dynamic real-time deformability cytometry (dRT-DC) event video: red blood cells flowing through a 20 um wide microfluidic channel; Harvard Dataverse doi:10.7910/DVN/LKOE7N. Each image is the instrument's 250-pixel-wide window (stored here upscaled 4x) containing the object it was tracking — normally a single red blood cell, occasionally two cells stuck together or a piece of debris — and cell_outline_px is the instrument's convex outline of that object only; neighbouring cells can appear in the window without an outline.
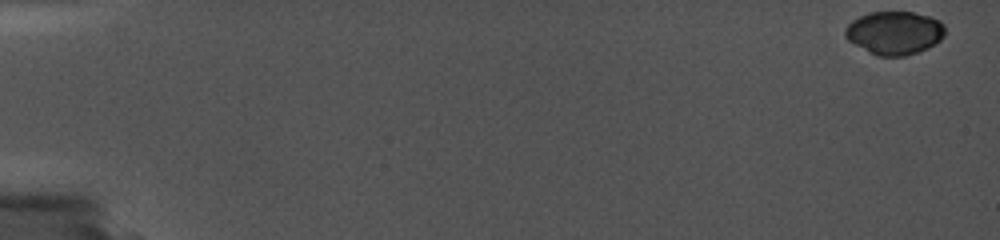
{"species": "common noctule bat (a hibernating species)", "species_latin": "Nyctalus noctula", "temperature_condition": "cold", "stored_images_in_passage": 9, "camera_frame_rate_fps": 5000, "um_per_image_px": 0.085, "animal": {"sex": "female", "body_mass_g": 19.0, "forearm_length_mm": 56.7}, "frame": {"image": 1, "passage_image": 1, "time_ms": 0.0, "image_size_px": [1000, 240], "cell_outline_px": [[944, 36], [936, 44], [928, 48], [904, 56], [876, 56], [868, 52], [848, 40], [844, 36], [844, 28], [852, 20], [860, 16], [872, 12], [912, 12], [928, 16], [940, 20], [944, 24]], "centroid_in_image_um": [76.02, 2.79], "position_along_channel_um": 9.0, "area_um2": 25.26}}
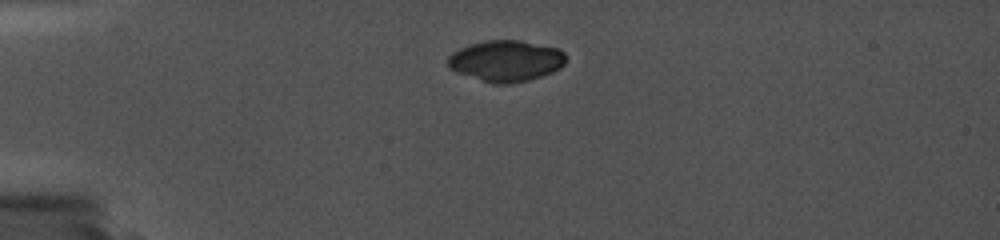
{"frame": {"image": 2, "passage_image": 6, "time_ms": 4.6, "image_size_px": [1000, 240], "cell_outline_px": [[564, 64], [560, 68], [552, 72], [528, 80], [512, 84], [492, 84], [456, 72], [448, 64], [448, 56], [452, 52], [460, 48], [484, 40], [520, 40], [556, 48], [564, 52]], "centroid_in_image_um": [42.99, 5.18], "position_along_channel_um": 42.0, "area_um2": 28.15}}